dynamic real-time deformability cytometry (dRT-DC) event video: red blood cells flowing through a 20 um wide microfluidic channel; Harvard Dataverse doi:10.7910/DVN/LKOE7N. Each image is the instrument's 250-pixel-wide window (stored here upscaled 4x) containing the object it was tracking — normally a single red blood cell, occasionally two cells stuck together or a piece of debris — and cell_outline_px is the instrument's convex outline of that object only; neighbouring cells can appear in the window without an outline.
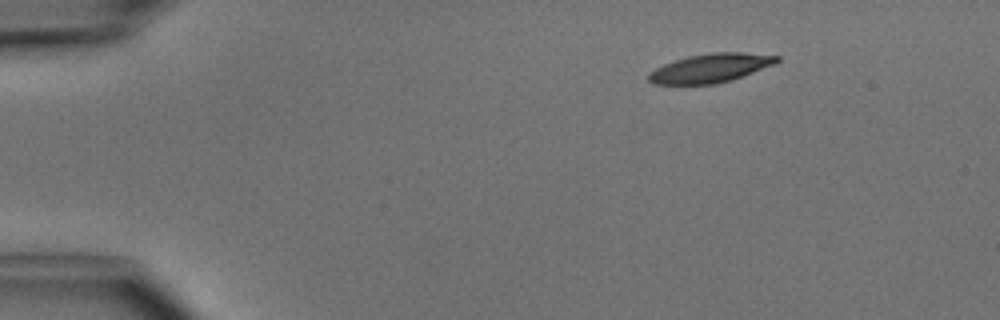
{"species": "common noctule bat (a hibernating species)", "species_latin": "Nyctalus noctula", "temperature_condition": "cold", "stored_images_in_passage": 3, "camera_frame_rate_fps": 3000, "um_per_image_px": 0.085, "animal": {"sex": "male", "body_mass_g": 15.6}, "frame": {"image": 1, "passage_image": 3, "time_ms": 2.333, "image_size_px": [1000, 320], "cell_outline_px": [[780, 60], [776, 64], [732, 80], [716, 84], [652, 84], [648, 80], [648, 72], [664, 64], [688, 56], [712, 52], [744, 52], [780, 56]], "centroid_in_image_um": [60.42, 5.78], "position_along_channel_um": 24.6, "area_um2": 21.68}}